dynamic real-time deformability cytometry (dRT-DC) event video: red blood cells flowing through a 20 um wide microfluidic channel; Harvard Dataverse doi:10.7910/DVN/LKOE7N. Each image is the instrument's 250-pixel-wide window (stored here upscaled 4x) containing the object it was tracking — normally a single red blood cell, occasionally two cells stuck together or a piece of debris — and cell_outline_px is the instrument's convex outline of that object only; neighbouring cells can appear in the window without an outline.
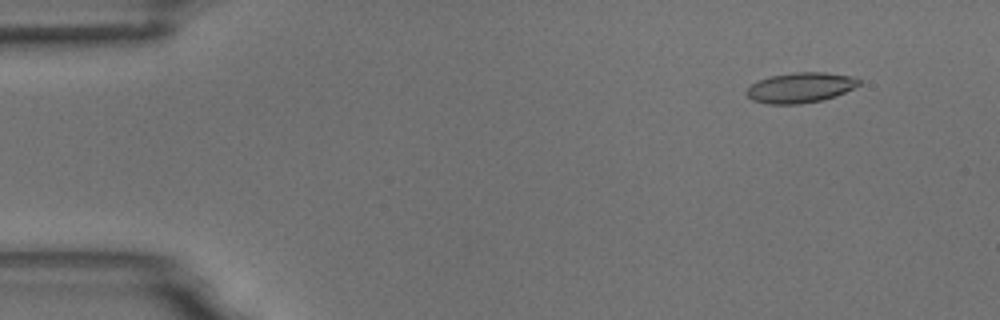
{"species": "common noctule bat (a hibernating species)", "species_latin": "Nyctalus noctula", "temperature_condition": "room temperature", "stored_images_in_passage": 5, "camera_frame_rate_fps": 3000, "um_per_image_px": 0.085, "animal": {"sex": "male", "body_mass_g": 18.8}, "frame": {"image": 1, "passage_image": 2, "time_ms": 1.333, "image_size_px": [1000, 320], "cell_outline_px": [[860, 84], [836, 96], [824, 100], [800, 104], [768, 104], [752, 100], [744, 92], [752, 84], [760, 80], [772, 76], [796, 72], [824, 72], [856, 76], [860, 80]], "centroid_in_image_um": [68.06, 7.45], "position_along_channel_um": 16.9, "area_um2": 19.83}}
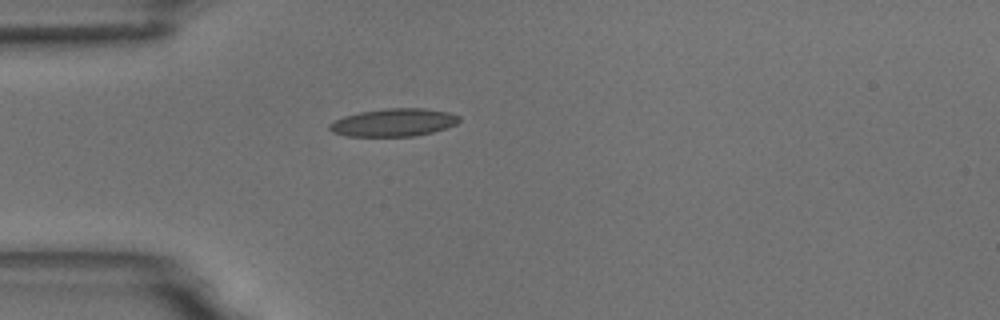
{"frame": {"image": 2, "passage_image": 5, "time_ms": 4.667, "image_size_px": [1000, 320], "cell_outline_px": [[460, 120], [456, 124], [432, 132], [416, 136], [348, 136], [332, 132], [328, 128], [328, 124], [344, 116], [360, 112], [388, 108], [424, 108], [448, 112], [460, 116]], "centroid_in_image_um": [33.46, 10.41], "position_along_channel_um": 51.5, "area_um2": 20.92}}